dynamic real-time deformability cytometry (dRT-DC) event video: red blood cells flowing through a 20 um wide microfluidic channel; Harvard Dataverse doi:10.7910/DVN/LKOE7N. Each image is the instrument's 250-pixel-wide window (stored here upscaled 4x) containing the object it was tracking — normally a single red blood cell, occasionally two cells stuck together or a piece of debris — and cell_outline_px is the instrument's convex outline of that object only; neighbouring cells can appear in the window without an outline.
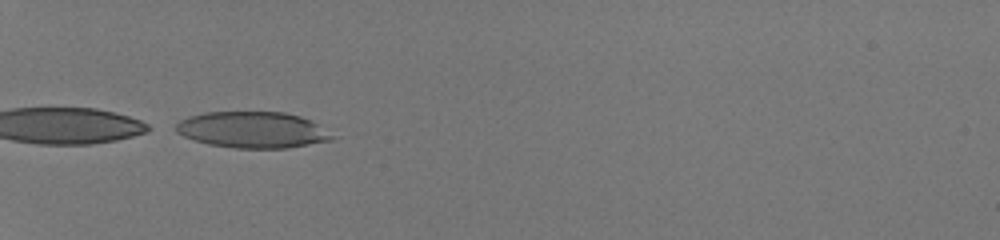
{"species": "human", "species_latin": "Homo sapiens", "temperature_condition": "room temperature", "stored_images_in_passage": 33, "camera_frame_rate_fps": 3000, "um_per_image_px": 0.085, "donor": {"sex": "male"}, "frame": {"image": 1, "passage_image": 1, "time_ms": 0.0, "image_size_px": [1000, 240], "cell_outline_px": [[336, 136], [332, 140], [288, 148], [236, 148], [208, 144], [184, 136], [176, 132], [176, 124], [180, 120], [188, 116], [204, 112], [284, 112], [300, 116], [312, 120]], "centroid_in_image_um": [21.49, 11.03], "position_along_channel_um": 63.5, "area_um2": 33.06}}
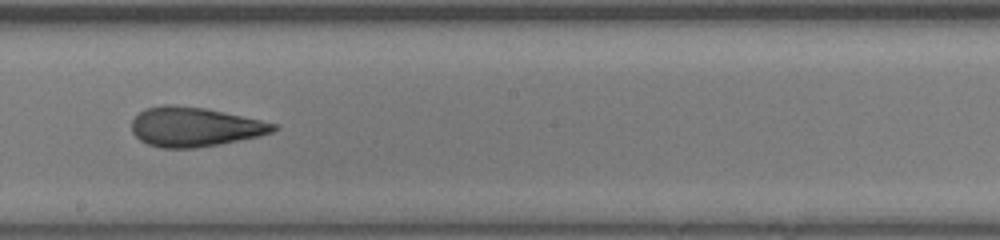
{"frame": {"image": 2, "passage_image": 15, "time_ms": 4.667, "image_size_px": [1000, 240], "cell_outline_px": [[280, 128], [272, 132], [256, 136], [220, 144], [196, 148], [160, 148], [148, 144], [140, 140], [132, 132], [132, 120], [144, 108], [160, 104], [172, 104], [204, 108], [224, 112], [260, 120], [276, 124]], "centroid_in_image_um": [16.5, 10.78], "position_along_channel_um": 231.7, "area_um2": 32.48}}
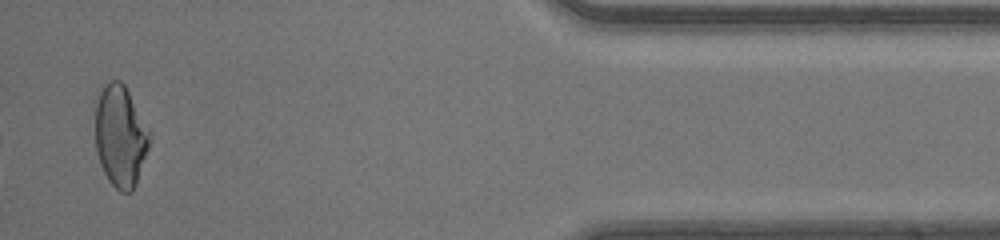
{"frame": {"image": 3, "passage_image": 32, "time_ms": 10.333, "image_size_px": [1000, 240], "cell_outline_px": [[152, 140], [136, 184], [132, 192], [120, 192], [108, 180], [100, 164], [96, 148], [92, 100], [100, 84], [112, 80], [120, 80], [124, 84], [152, 132]], "centroid_in_image_um": [10.2, 11.48], "position_along_channel_um": 425.0, "area_um2": 33.7}, "authors_computed_cell_mechanics": {"area_um2": 32.4836, "velocity_mm_per_s": 4.1941, "shape_relaxation_time_tau1_ms": 10.3291, "shape_relaxation_time_tau2_ms": 1.1984, "deformation_change_tau1": 0.2986, "deformation_change_tau2": 0.0879}}